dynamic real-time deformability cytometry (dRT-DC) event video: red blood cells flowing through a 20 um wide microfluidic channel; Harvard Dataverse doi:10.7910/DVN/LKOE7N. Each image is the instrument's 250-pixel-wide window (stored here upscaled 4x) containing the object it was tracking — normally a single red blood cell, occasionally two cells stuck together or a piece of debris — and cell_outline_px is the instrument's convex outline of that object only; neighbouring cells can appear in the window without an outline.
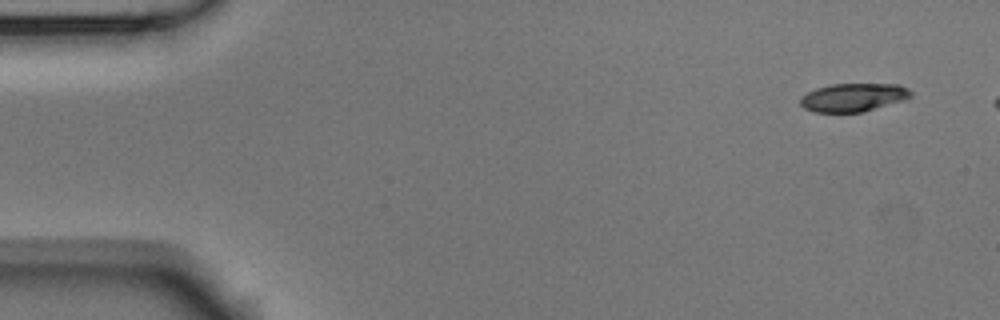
{"species": "Egyptian fruit bat (a non-hibernating species)", "species_latin": "Rousettus aegyptiacus", "temperature_condition": "room temperature", "stored_images_in_passage": 5, "camera_frame_rate_fps": 3000, "um_per_image_px": 0.085, "animal": {"sex": "male"}, "frame": {"image": 1, "passage_image": 1, "time_ms": 0.0, "image_size_px": [1000, 320], "cell_outline_px": [[912, 96], [904, 100], [864, 112], [816, 112], [804, 108], [800, 104], [800, 96], [816, 88], [832, 84], [900, 84], [908, 88], [912, 92]], "centroid_in_image_um": [72.55, 8.28], "position_along_channel_um": 12.5, "area_um2": 18.32}}